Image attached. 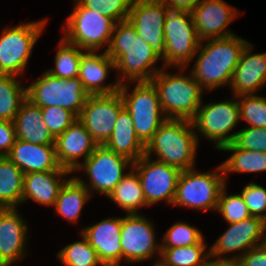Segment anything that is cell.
I'll use <instances>...</instances> for the list:
<instances>
[{
  "label": "cell",
  "mask_w": 266,
  "mask_h": 266,
  "mask_svg": "<svg viewBox=\"0 0 266 266\" xmlns=\"http://www.w3.org/2000/svg\"><path fill=\"white\" fill-rule=\"evenodd\" d=\"M58 48L55 55V67L47 72L57 78L71 79L78 77L81 56L84 50L75 44L69 43L63 37L58 44Z\"/></svg>",
  "instance_id": "34"
},
{
  "label": "cell",
  "mask_w": 266,
  "mask_h": 266,
  "mask_svg": "<svg viewBox=\"0 0 266 266\" xmlns=\"http://www.w3.org/2000/svg\"><path fill=\"white\" fill-rule=\"evenodd\" d=\"M110 69L115 70V62L106 51L100 54L96 51L82 53L78 77L89 95H108L119 91L120 84L117 80L109 85L103 84Z\"/></svg>",
  "instance_id": "23"
},
{
  "label": "cell",
  "mask_w": 266,
  "mask_h": 266,
  "mask_svg": "<svg viewBox=\"0 0 266 266\" xmlns=\"http://www.w3.org/2000/svg\"><path fill=\"white\" fill-rule=\"evenodd\" d=\"M203 46L200 41L198 54L191 73L199 85L207 90L213 91L220 86L230 85L233 71L237 66L247 40L236 34L216 39L204 40Z\"/></svg>",
  "instance_id": "2"
},
{
  "label": "cell",
  "mask_w": 266,
  "mask_h": 266,
  "mask_svg": "<svg viewBox=\"0 0 266 266\" xmlns=\"http://www.w3.org/2000/svg\"><path fill=\"white\" fill-rule=\"evenodd\" d=\"M253 45L247 43L233 71L229 87L234 96L256 94L266 86V52L251 54Z\"/></svg>",
  "instance_id": "22"
},
{
  "label": "cell",
  "mask_w": 266,
  "mask_h": 266,
  "mask_svg": "<svg viewBox=\"0 0 266 266\" xmlns=\"http://www.w3.org/2000/svg\"><path fill=\"white\" fill-rule=\"evenodd\" d=\"M81 241L65 245L57 253L58 259L65 266H104L95 249L81 233Z\"/></svg>",
  "instance_id": "35"
},
{
  "label": "cell",
  "mask_w": 266,
  "mask_h": 266,
  "mask_svg": "<svg viewBox=\"0 0 266 266\" xmlns=\"http://www.w3.org/2000/svg\"><path fill=\"white\" fill-rule=\"evenodd\" d=\"M153 266H164L161 262L157 261L155 263H153Z\"/></svg>",
  "instance_id": "47"
},
{
  "label": "cell",
  "mask_w": 266,
  "mask_h": 266,
  "mask_svg": "<svg viewBox=\"0 0 266 266\" xmlns=\"http://www.w3.org/2000/svg\"><path fill=\"white\" fill-rule=\"evenodd\" d=\"M240 119L248 127L266 128V98L259 95H241L237 97Z\"/></svg>",
  "instance_id": "37"
},
{
  "label": "cell",
  "mask_w": 266,
  "mask_h": 266,
  "mask_svg": "<svg viewBox=\"0 0 266 266\" xmlns=\"http://www.w3.org/2000/svg\"><path fill=\"white\" fill-rule=\"evenodd\" d=\"M213 172H199L195 168L181 171L173 206L193 210H217L219 195L226 185L222 166Z\"/></svg>",
  "instance_id": "7"
},
{
  "label": "cell",
  "mask_w": 266,
  "mask_h": 266,
  "mask_svg": "<svg viewBox=\"0 0 266 266\" xmlns=\"http://www.w3.org/2000/svg\"><path fill=\"white\" fill-rule=\"evenodd\" d=\"M169 8L162 0H133L128 20L137 34L150 47L154 54L163 60L165 67V19Z\"/></svg>",
  "instance_id": "14"
},
{
  "label": "cell",
  "mask_w": 266,
  "mask_h": 266,
  "mask_svg": "<svg viewBox=\"0 0 266 266\" xmlns=\"http://www.w3.org/2000/svg\"><path fill=\"white\" fill-rule=\"evenodd\" d=\"M220 151L233 152L227 160L221 163L225 183L227 173H253L266 171V153L250 151L237 147L234 143L223 146Z\"/></svg>",
  "instance_id": "31"
},
{
  "label": "cell",
  "mask_w": 266,
  "mask_h": 266,
  "mask_svg": "<svg viewBox=\"0 0 266 266\" xmlns=\"http://www.w3.org/2000/svg\"><path fill=\"white\" fill-rule=\"evenodd\" d=\"M266 243V221L250 217L229 224V228L209 248L210 255L226 258V254L239 252L232 258H240L252 247Z\"/></svg>",
  "instance_id": "17"
},
{
  "label": "cell",
  "mask_w": 266,
  "mask_h": 266,
  "mask_svg": "<svg viewBox=\"0 0 266 266\" xmlns=\"http://www.w3.org/2000/svg\"><path fill=\"white\" fill-rule=\"evenodd\" d=\"M252 217L266 221V189L251 181L240 193Z\"/></svg>",
  "instance_id": "41"
},
{
  "label": "cell",
  "mask_w": 266,
  "mask_h": 266,
  "mask_svg": "<svg viewBox=\"0 0 266 266\" xmlns=\"http://www.w3.org/2000/svg\"><path fill=\"white\" fill-rule=\"evenodd\" d=\"M89 94L79 77L57 78L45 71L34 83L26 86L27 99L40 108L57 106L79 117Z\"/></svg>",
  "instance_id": "6"
},
{
  "label": "cell",
  "mask_w": 266,
  "mask_h": 266,
  "mask_svg": "<svg viewBox=\"0 0 266 266\" xmlns=\"http://www.w3.org/2000/svg\"><path fill=\"white\" fill-rule=\"evenodd\" d=\"M164 4L174 11H188L192 12L193 8L200 0H162Z\"/></svg>",
  "instance_id": "45"
},
{
  "label": "cell",
  "mask_w": 266,
  "mask_h": 266,
  "mask_svg": "<svg viewBox=\"0 0 266 266\" xmlns=\"http://www.w3.org/2000/svg\"><path fill=\"white\" fill-rule=\"evenodd\" d=\"M163 29L165 68L169 66L187 68L200 45L192 13L169 10Z\"/></svg>",
  "instance_id": "11"
},
{
  "label": "cell",
  "mask_w": 266,
  "mask_h": 266,
  "mask_svg": "<svg viewBox=\"0 0 266 266\" xmlns=\"http://www.w3.org/2000/svg\"><path fill=\"white\" fill-rule=\"evenodd\" d=\"M155 238L153 222L147 217L141 213L126 214L121 224L122 260L138 263L154 258L156 254L160 260L161 244H157Z\"/></svg>",
  "instance_id": "15"
},
{
  "label": "cell",
  "mask_w": 266,
  "mask_h": 266,
  "mask_svg": "<svg viewBox=\"0 0 266 266\" xmlns=\"http://www.w3.org/2000/svg\"><path fill=\"white\" fill-rule=\"evenodd\" d=\"M231 100L202 104L191 120L195 133H201L209 141L215 142V149L233 143L236 132L229 134L240 121L239 104Z\"/></svg>",
  "instance_id": "12"
},
{
  "label": "cell",
  "mask_w": 266,
  "mask_h": 266,
  "mask_svg": "<svg viewBox=\"0 0 266 266\" xmlns=\"http://www.w3.org/2000/svg\"><path fill=\"white\" fill-rule=\"evenodd\" d=\"M17 77L0 74V120L13 122L22 103L27 99L26 87Z\"/></svg>",
  "instance_id": "32"
},
{
  "label": "cell",
  "mask_w": 266,
  "mask_h": 266,
  "mask_svg": "<svg viewBox=\"0 0 266 266\" xmlns=\"http://www.w3.org/2000/svg\"><path fill=\"white\" fill-rule=\"evenodd\" d=\"M240 259L243 266H266V243L252 247Z\"/></svg>",
  "instance_id": "44"
},
{
  "label": "cell",
  "mask_w": 266,
  "mask_h": 266,
  "mask_svg": "<svg viewBox=\"0 0 266 266\" xmlns=\"http://www.w3.org/2000/svg\"><path fill=\"white\" fill-rule=\"evenodd\" d=\"M54 144L59 165L73 173L98 146L79 120L56 137ZM81 156L82 162L79 160Z\"/></svg>",
  "instance_id": "20"
},
{
  "label": "cell",
  "mask_w": 266,
  "mask_h": 266,
  "mask_svg": "<svg viewBox=\"0 0 266 266\" xmlns=\"http://www.w3.org/2000/svg\"><path fill=\"white\" fill-rule=\"evenodd\" d=\"M106 53L115 62L116 77L120 85L124 83L123 79H127L129 83L151 81L161 70L156 67L160 59L154 54L150 44L139 37L128 19L115 23Z\"/></svg>",
  "instance_id": "1"
},
{
  "label": "cell",
  "mask_w": 266,
  "mask_h": 266,
  "mask_svg": "<svg viewBox=\"0 0 266 266\" xmlns=\"http://www.w3.org/2000/svg\"><path fill=\"white\" fill-rule=\"evenodd\" d=\"M233 143L240 148L266 153V128H243L236 132Z\"/></svg>",
  "instance_id": "42"
},
{
  "label": "cell",
  "mask_w": 266,
  "mask_h": 266,
  "mask_svg": "<svg viewBox=\"0 0 266 266\" xmlns=\"http://www.w3.org/2000/svg\"><path fill=\"white\" fill-rule=\"evenodd\" d=\"M68 174L72 172L54 170L24 174L22 203L30 199L41 205L54 206L61 187L68 180Z\"/></svg>",
  "instance_id": "25"
},
{
  "label": "cell",
  "mask_w": 266,
  "mask_h": 266,
  "mask_svg": "<svg viewBox=\"0 0 266 266\" xmlns=\"http://www.w3.org/2000/svg\"><path fill=\"white\" fill-rule=\"evenodd\" d=\"M91 197L89 190L73 176L61 187L54 205L55 211L67 221L74 223Z\"/></svg>",
  "instance_id": "28"
},
{
  "label": "cell",
  "mask_w": 266,
  "mask_h": 266,
  "mask_svg": "<svg viewBox=\"0 0 266 266\" xmlns=\"http://www.w3.org/2000/svg\"><path fill=\"white\" fill-rule=\"evenodd\" d=\"M132 164L128 158L116 154L104 145H98L74 171L84 170L89 183L82 178L74 177L89 190L91 196L95 191L108 197L125 176V170L129 166L132 167Z\"/></svg>",
  "instance_id": "10"
},
{
  "label": "cell",
  "mask_w": 266,
  "mask_h": 266,
  "mask_svg": "<svg viewBox=\"0 0 266 266\" xmlns=\"http://www.w3.org/2000/svg\"><path fill=\"white\" fill-rule=\"evenodd\" d=\"M72 13L67 17L62 31L63 38L84 51H98L107 46V51L115 22L107 16L85 8L77 0Z\"/></svg>",
  "instance_id": "8"
},
{
  "label": "cell",
  "mask_w": 266,
  "mask_h": 266,
  "mask_svg": "<svg viewBox=\"0 0 266 266\" xmlns=\"http://www.w3.org/2000/svg\"><path fill=\"white\" fill-rule=\"evenodd\" d=\"M16 140L14 122L0 120V155L7 156Z\"/></svg>",
  "instance_id": "43"
},
{
  "label": "cell",
  "mask_w": 266,
  "mask_h": 266,
  "mask_svg": "<svg viewBox=\"0 0 266 266\" xmlns=\"http://www.w3.org/2000/svg\"><path fill=\"white\" fill-rule=\"evenodd\" d=\"M198 143L199 134L190 120L167 119L146 144L145 155L155 154L156 161L185 171L195 166Z\"/></svg>",
  "instance_id": "3"
},
{
  "label": "cell",
  "mask_w": 266,
  "mask_h": 266,
  "mask_svg": "<svg viewBox=\"0 0 266 266\" xmlns=\"http://www.w3.org/2000/svg\"><path fill=\"white\" fill-rule=\"evenodd\" d=\"M47 19L3 29L0 35V74L20 76Z\"/></svg>",
  "instance_id": "9"
},
{
  "label": "cell",
  "mask_w": 266,
  "mask_h": 266,
  "mask_svg": "<svg viewBox=\"0 0 266 266\" xmlns=\"http://www.w3.org/2000/svg\"><path fill=\"white\" fill-rule=\"evenodd\" d=\"M135 87L129 90V82L119 86L124 108L130 113L135 132L146 146L159 127L167 120L158 97V92L151 81L134 82Z\"/></svg>",
  "instance_id": "5"
},
{
  "label": "cell",
  "mask_w": 266,
  "mask_h": 266,
  "mask_svg": "<svg viewBox=\"0 0 266 266\" xmlns=\"http://www.w3.org/2000/svg\"><path fill=\"white\" fill-rule=\"evenodd\" d=\"M163 67L151 82L158 92L163 113L167 119L192 120L202 103L205 91L193 74L184 75L185 67H177L180 74H170Z\"/></svg>",
  "instance_id": "4"
},
{
  "label": "cell",
  "mask_w": 266,
  "mask_h": 266,
  "mask_svg": "<svg viewBox=\"0 0 266 266\" xmlns=\"http://www.w3.org/2000/svg\"><path fill=\"white\" fill-rule=\"evenodd\" d=\"M16 139L33 144L55 145V138L43 121L41 108L26 99L14 119Z\"/></svg>",
  "instance_id": "26"
},
{
  "label": "cell",
  "mask_w": 266,
  "mask_h": 266,
  "mask_svg": "<svg viewBox=\"0 0 266 266\" xmlns=\"http://www.w3.org/2000/svg\"><path fill=\"white\" fill-rule=\"evenodd\" d=\"M18 211L0 208V261L5 266H12L27 255L28 226Z\"/></svg>",
  "instance_id": "21"
},
{
  "label": "cell",
  "mask_w": 266,
  "mask_h": 266,
  "mask_svg": "<svg viewBox=\"0 0 266 266\" xmlns=\"http://www.w3.org/2000/svg\"><path fill=\"white\" fill-rule=\"evenodd\" d=\"M122 217H108L81 230L104 266H120Z\"/></svg>",
  "instance_id": "19"
},
{
  "label": "cell",
  "mask_w": 266,
  "mask_h": 266,
  "mask_svg": "<svg viewBox=\"0 0 266 266\" xmlns=\"http://www.w3.org/2000/svg\"><path fill=\"white\" fill-rule=\"evenodd\" d=\"M216 211L219 212L223 216V219L229 224L240 222L251 217L241 194L227 195L226 185L220 192Z\"/></svg>",
  "instance_id": "38"
},
{
  "label": "cell",
  "mask_w": 266,
  "mask_h": 266,
  "mask_svg": "<svg viewBox=\"0 0 266 266\" xmlns=\"http://www.w3.org/2000/svg\"><path fill=\"white\" fill-rule=\"evenodd\" d=\"M191 13L200 41L235 35L226 28L239 12L224 0H200Z\"/></svg>",
  "instance_id": "18"
},
{
  "label": "cell",
  "mask_w": 266,
  "mask_h": 266,
  "mask_svg": "<svg viewBox=\"0 0 266 266\" xmlns=\"http://www.w3.org/2000/svg\"><path fill=\"white\" fill-rule=\"evenodd\" d=\"M206 266H243L240 258H220L209 255Z\"/></svg>",
  "instance_id": "46"
},
{
  "label": "cell",
  "mask_w": 266,
  "mask_h": 266,
  "mask_svg": "<svg viewBox=\"0 0 266 266\" xmlns=\"http://www.w3.org/2000/svg\"><path fill=\"white\" fill-rule=\"evenodd\" d=\"M24 173L7 157L0 158V208L22 204Z\"/></svg>",
  "instance_id": "29"
},
{
  "label": "cell",
  "mask_w": 266,
  "mask_h": 266,
  "mask_svg": "<svg viewBox=\"0 0 266 266\" xmlns=\"http://www.w3.org/2000/svg\"><path fill=\"white\" fill-rule=\"evenodd\" d=\"M124 108L118 92L108 95H89L78 120L86 127L98 145L110 138L120 111Z\"/></svg>",
  "instance_id": "16"
},
{
  "label": "cell",
  "mask_w": 266,
  "mask_h": 266,
  "mask_svg": "<svg viewBox=\"0 0 266 266\" xmlns=\"http://www.w3.org/2000/svg\"><path fill=\"white\" fill-rule=\"evenodd\" d=\"M104 146L132 162L145 155V145L137 137L131 115L125 108L118 114L115 128Z\"/></svg>",
  "instance_id": "27"
},
{
  "label": "cell",
  "mask_w": 266,
  "mask_h": 266,
  "mask_svg": "<svg viewBox=\"0 0 266 266\" xmlns=\"http://www.w3.org/2000/svg\"><path fill=\"white\" fill-rule=\"evenodd\" d=\"M120 183L108 198L123 209L126 214H139V208L148 206L141 187L139 175L130 167Z\"/></svg>",
  "instance_id": "30"
},
{
  "label": "cell",
  "mask_w": 266,
  "mask_h": 266,
  "mask_svg": "<svg viewBox=\"0 0 266 266\" xmlns=\"http://www.w3.org/2000/svg\"><path fill=\"white\" fill-rule=\"evenodd\" d=\"M205 243L202 232L186 222H176L165 232L161 248L187 247Z\"/></svg>",
  "instance_id": "36"
},
{
  "label": "cell",
  "mask_w": 266,
  "mask_h": 266,
  "mask_svg": "<svg viewBox=\"0 0 266 266\" xmlns=\"http://www.w3.org/2000/svg\"><path fill=\"white\" fill-rule=\"evenodd\" d=\"M41 112L43 121L54 138L78 120L73 112L57 106L41 108Z\"/></svg>",
  "instance_id": "40"
},
{
  "label": "cell",
  "mask_w": 266,
  "mask_h": 266,
  "mask_svg": "<svg viewBox=\"0 0 266 266\" xmlns=\"http://www.w3.org/2000/svg\"><path fill=\"white\" fill-rule=\"evenodd\" d=\"M206 247L205 243H197L187 247L161 248L158 261L164 266H206L210 255Z\"/></svg>",
  "instance_id": "33"
},
{
  "label": "cell",
  "mask_w": 266,
  "mask_h": 266,
  "mask_svg": "<svg viewBox=\"0 0 266 266\" xmlns=\"http://www.w3.org/2000/svg\"><path fill=\"white\" fill-rule=\"evenodd\" d=\"M95 13L110 17L115 23L128 19L133 0H77Z\"/></svg>",
  "instance_id": "39"
},
{
  "label": "cell",
  "mask_w": 266,
  "mask_h": 266,
  "mask_svg": "<svg viewBox=\"0 0 266 266\" xmlns=\"http://www.w3.org/2000/svg\"><path fill=\"white\" fill-rule=\"evenodd\" d=\"M7 157L24 173L68 170L58 163L55 145L33 144L16 139Z\"/></svg>",
  "instance_id": "24"
},
{
  "label": "cell",
  "mask_w": 266,
  "mask_h": 266,
  "mask_svg": "<svg viewBox=\"0 0 266 266\" xmlns=\"http://www.w3.org/2000/svg\"><path fill=\"white\" fill-rule=\"evenodd\" d=\"M132 168L139 175L143 195L148 206L164 200L172 205L176 196L181 171L143 155L133 162Z\"/></svg>",
  "instance_id": "13"
}]
</instances>
